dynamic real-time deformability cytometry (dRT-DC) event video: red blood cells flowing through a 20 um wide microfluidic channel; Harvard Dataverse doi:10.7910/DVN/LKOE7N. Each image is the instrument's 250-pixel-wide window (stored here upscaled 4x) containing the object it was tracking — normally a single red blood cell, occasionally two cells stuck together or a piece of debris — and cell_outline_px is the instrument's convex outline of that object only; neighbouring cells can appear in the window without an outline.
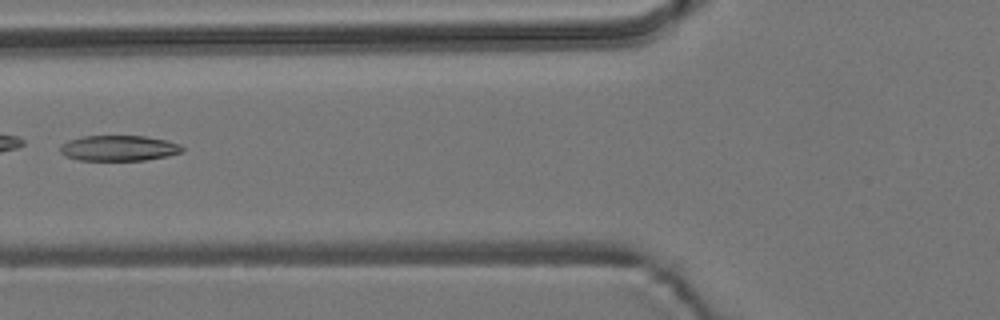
{"species": "common noctule bat (a hibernating species)", "species_latin": "Nyctalus noctula", "temperature_condition": "room temperature", "stored_images_in_passage": 6, "camera_frame_rate_fps": 3000, "um_per_image_px": 0.085, "animal": {"sex": "male", "body_mass_g": 19.2, "forearm_length_mm": 51.8}, "frame": {"image": 1, "passage_image": 6, "time_ms": 6.333, "image_size_px": [1000, 320], "cell_outline_px": [[184, 152], [168, 156], [144, 160], [80, 160], [64, 156], [60, 152], [60, 144], [68, 140], [80, 136], [144, 136], [164, 140], [180, 144], [184, 148]], "centroid_in_image_um": [10.08, 12.59], "position_along_channel_um": 115.7, "area_um2": 18.26}}